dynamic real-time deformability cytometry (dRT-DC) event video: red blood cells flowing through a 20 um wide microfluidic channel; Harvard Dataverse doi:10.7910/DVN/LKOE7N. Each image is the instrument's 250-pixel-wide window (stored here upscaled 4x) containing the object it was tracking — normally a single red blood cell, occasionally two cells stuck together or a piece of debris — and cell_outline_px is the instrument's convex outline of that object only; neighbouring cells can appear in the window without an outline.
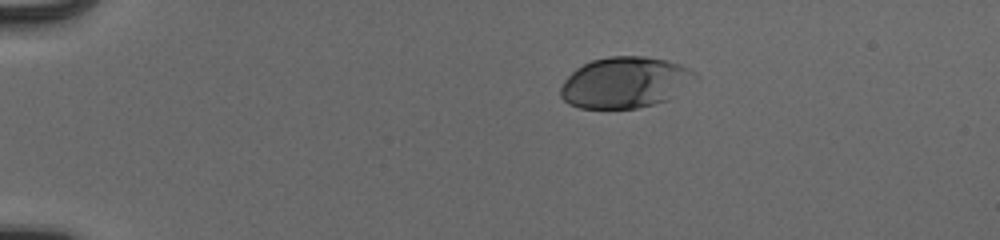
{"species": "human", "species_latin": "Homo sapiens", "temperature_condition": "cold", "stored_images_in_passage": 44, "camera_frame_rate_fps": 3000, "um_per_image_px": 0.085, "donor": {"sex": "male"}, "frame": {"image": 1, "passage_image": 1, "time_ms": 0.0, "image_size_px": [1000, 240], "cell_outline_px": [[700, 80], [668, 100], [636, 108], [580, 108], [568, 104], [560, 96], [560, 88], [564, 80], [576, 68], [592, 60], [608, 56], [644, 56], [668, 60], [680, 64], [696, 72], [700, 76]], "centroid_in_image_um": [53.19, 7.0], "position_along_channel_um": 31.8, "area_um2": 40.58}}
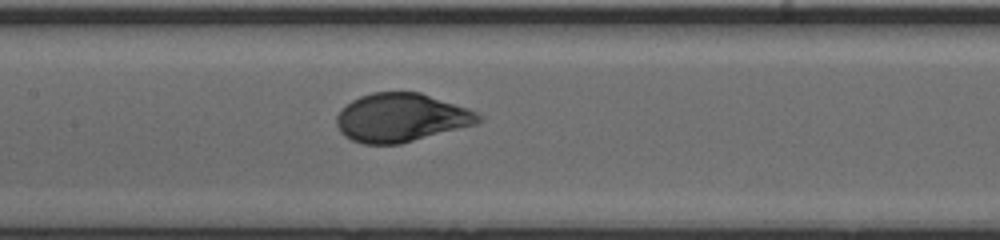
{"frame": {"image": 2, "passage_image": 18, "time_ms": 5.667, "image_size_px": [1000, 240], "cell_outline_px": [[484, 120], [476, 124], [400, 144], [364, 144], [352, 140], [344, 136], [340, 132], [336, 124], [336, 116], [352, 100], [360, 96], [372, 92], [420, 92], [468, 108], [484, 116]], "centroid_in_image_um": [34.11, 10.0], "position_along_channel_um": 173.3, "area_um2": 40.11}}
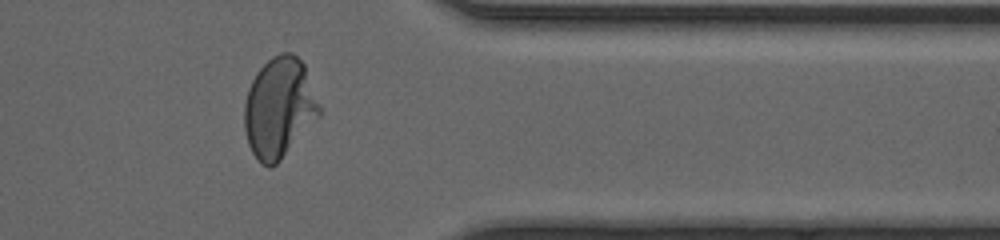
{"frame": {"image": 3, "passage_image": 35, "time_ms": 11.333, "image_size_px": [1000, 240], "cell_outline_px": [[320, 116], [280, 160], [276, 164], [268, 168], [260, 164], [256, 160], [248, 144], [244, 128], [244, 104], [248, 88], [256, 72], [272, 56], [280, 52], [292, 52], [304, 64], [320, 108]], "centroid_in_image_um": [23.7, 9.17], "position_along_channel_um": 387.7, "area_um2": 43.75}, "authors_computed_cell_mechanics": {"area_um2": 41.3848, "velocity_mm_per_s": 3.9276, "shape_relaxation_time_tau1_ms": 2.6231, "shape_relaxation_time_tau2_ms": null, "deformation_change_tau1": 0.1695, "deformation_change_tau2": null}}